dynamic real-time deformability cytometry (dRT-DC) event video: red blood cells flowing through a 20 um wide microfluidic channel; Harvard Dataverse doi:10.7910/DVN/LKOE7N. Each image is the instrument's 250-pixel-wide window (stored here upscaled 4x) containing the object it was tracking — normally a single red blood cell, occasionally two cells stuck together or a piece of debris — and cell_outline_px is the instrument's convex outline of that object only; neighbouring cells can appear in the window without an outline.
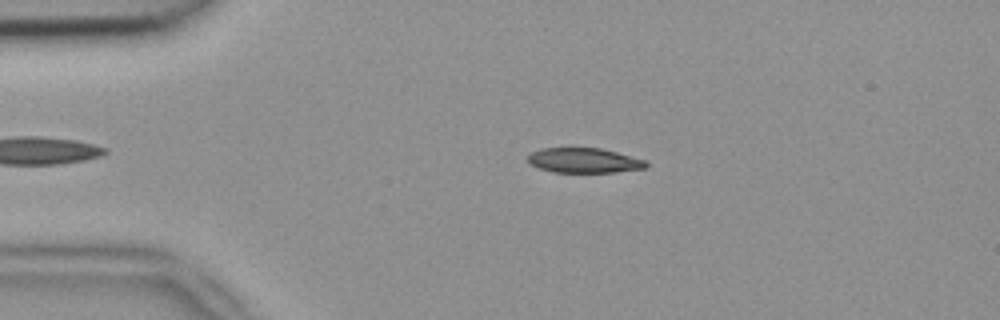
{"species": "common noctule bat (a hibernating species)", "species_latin": "Nyctalus noctula", "temperature_condition": "room temperature", "stored_images_in_passage": 43, "camera_frame_rate_fps": 3000, "um_per_image_px": 0.085, "animal": {"sex": "female", "body_mass_g": 18.4}, "frame": {"image": 1, "passage_image": 8, "time_ms": 2.333, "image_size_px": [1000, 320], "cell_outline_px": [[648, 168], [616, 172], [556, 172], [540, 168], [528, 164], [528, 156], [532, 152], [540, 148], [572, 144], [600, 148], [616, 152], [644, 160], [648, 164]], "centroid_in_image_um": [49.58, 13.58], "position_along_channel_um": 35.4, "area_um2": 17.92}}
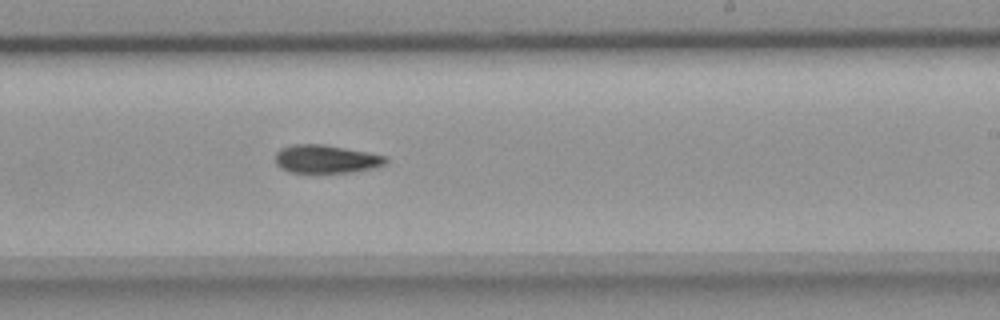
{"frame": {"image": 2, "passage_image": 28, "time_ms": 9.0, "image_size_px": [1000, 320], "cell_outline_px": [[388, 164], [376, 168], [352, 172], [288, 172], [280, 168], [276, 164], [276, 152], [280, 148], [292, 144], [324, 144], [388, 156]], "centroid_in_image_um": [27.75, 13.52], "position_along_channel_um": 261.3, "area_um2": 18.38}}
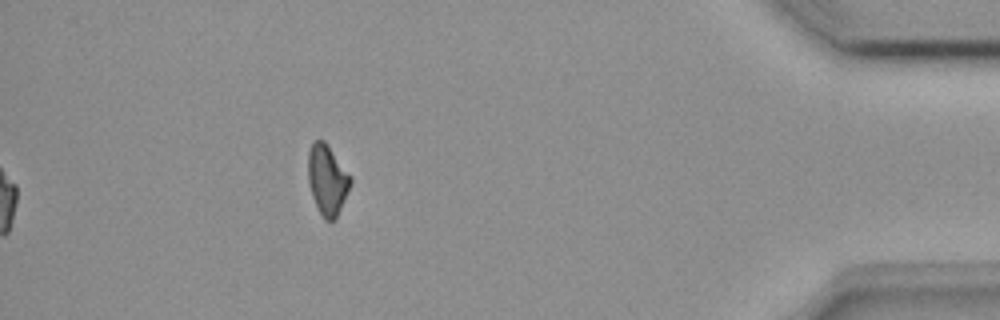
{"frame": {"image": 3, "passage_image": 43, "time_ms": 14.0, "image_size_px": [1000, 320], "cell_outline_px": [[352, 180], [336, 220], [324, 220], [312, 196], [308, 180], [308, 152], [312, 140], [324, 140], [352, 176]], "centroid_in_image_um": [27.82, 15.26], "position_along_channel_um": 407.4, "area_um2": 17.34}, "authors_computed_cell_mechanics": {"area_um2": 18.496, "velocity_mm_per_s": 3.955, "shape_relaxation_time_tau1_ms": 4.7373, "shape_relaxation_time_tau2_ms": null, "deformation_change_tau1": 0.1381, "deformation_change_tau2": null}}